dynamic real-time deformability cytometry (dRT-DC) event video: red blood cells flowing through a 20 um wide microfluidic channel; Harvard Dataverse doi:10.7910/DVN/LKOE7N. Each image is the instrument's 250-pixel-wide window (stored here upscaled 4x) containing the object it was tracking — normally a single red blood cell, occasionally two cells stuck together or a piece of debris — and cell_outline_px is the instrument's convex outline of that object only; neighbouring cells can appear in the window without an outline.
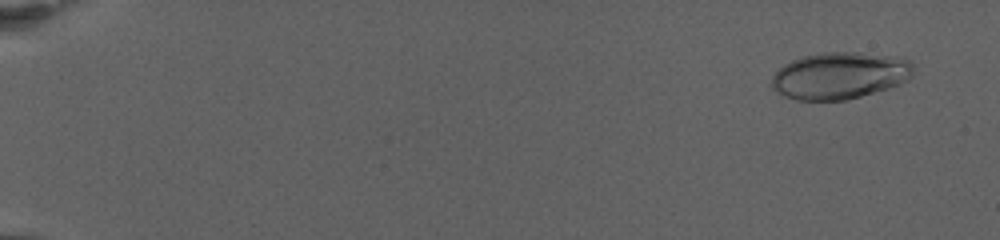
{"species": "human", "species_latin": "Homo sapiens", "temperature_condition": "warm", "stored_images_in_passage": 75, "camera_frame_rate_fps": 3000, "um_per_image_px": 0.085, "donor": {"sex": "female"}, "frame": {"image": 1, "passage_image": 5, "time_ms": 1.333, "image_size_px": [1000, 240], "cell_outline_px": [[912, 76], [908, 80], [900, 84], [888, 88], [860, 96], [844, 100], [796, 100], [784, 96], [772, 88], [772, 76], [784, 64], [792, 60], [804, 56], [828, 52], [860, 52], [900, 56], [908, 60], [912, 64]], "centroid_in_image_um": [71.4, 6.41], "position_along_channel_um": 13.6, "area_um2": 38.73}}
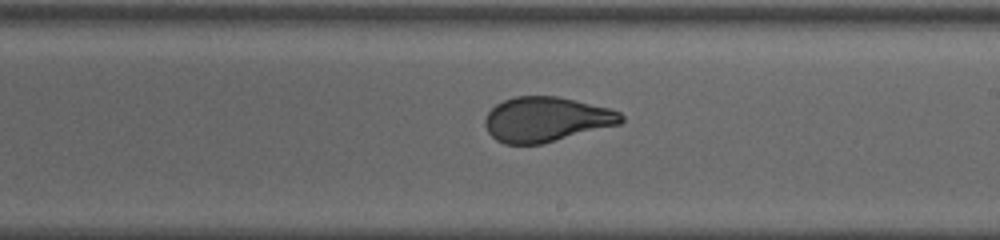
{"frame": {"image": 2, "passage_image": 47, "time_ms": 15.333, "image_size_px": [1000, 240], "cell_outline_px": [[624, 120], [620, 124], [540, 144], [504, 144], [496, 140], [488, 132], [484, 124], [484, 120], [488, 112], [496, 104], [504, 100], [516, 96], [556, 96], [576, 100], [608, 108], [620, 112], [624, 116]], "centroid_in_image_um": [46.41, 10.14], "position_along_channel_um": 242.6, "area_um2": 35.43}}
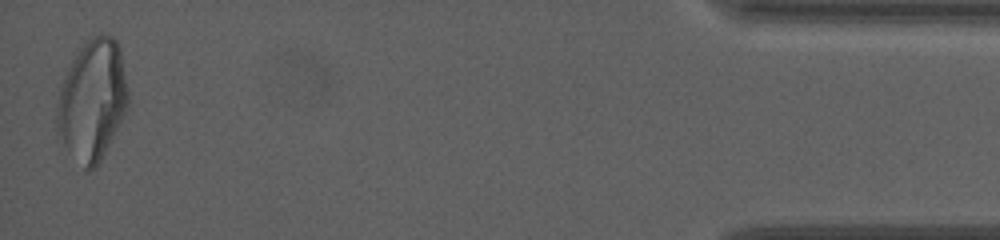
{"frame": {"image": 3, "passage_image": 74, "time_ms": 24.333, "image_size_px": [1000, 240], "cell_outline_px": [[128, 104], [100, 160], [88, 172], [84, 168], [64, 144], [56, 132], [56, 104], [60, 84], [84, 40], [100, 32], [104, 32], [112, 36], [116, 40], [120, 48], [128, 92]], "centroid_in_image_um": [7.82, 8.43], "position_along_channel_um": 427.4, "area_um2": 49.59}, "authors_computed_cell_mechanics": {"area_um2": 37.281, "velocity_mm_per_s": 2.8784, "shape_relaxation_time_tau1_ms": 9.7425, "shape_relaxation_time_tau2_ms": null, "deformation_change_tau1": 0.2409, "deformation_change_tau2": null}}